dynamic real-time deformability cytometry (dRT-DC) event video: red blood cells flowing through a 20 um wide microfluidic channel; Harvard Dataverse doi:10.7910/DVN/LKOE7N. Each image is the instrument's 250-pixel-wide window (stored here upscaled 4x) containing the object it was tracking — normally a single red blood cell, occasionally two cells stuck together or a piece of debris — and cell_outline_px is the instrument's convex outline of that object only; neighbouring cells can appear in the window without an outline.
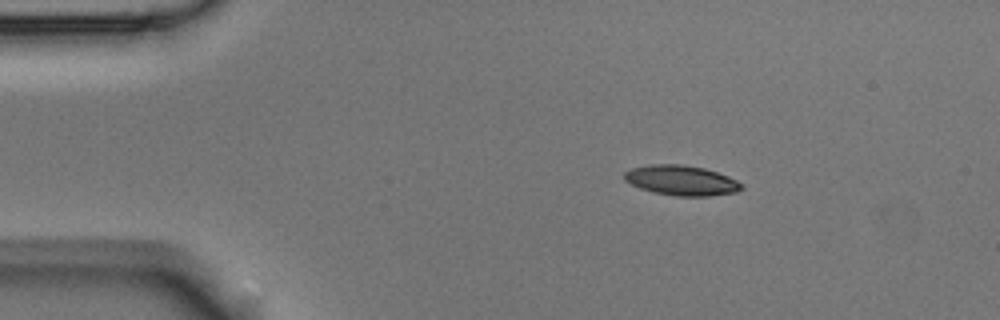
{"species": "Egyptian fruit bat (a non-hibernating species)", "species_latin": "Rousettus aegyptiacus", "temperature_condition": "room temperature", "stored_images_in_passage": 3, "camera_frame_rate_fps": 3000, "um_per_image_px": 0.085, "animal": {"sex": "male"}, "frame": {"image": 1, "passage_image": 1, "time_ms": 0.0, "image_size_px": [1000, 320], "cell_outline_px": [[744, 188], [736, 192], [708, 196], [676, 196], [652, 192], [640, 188], [624, 180], [624, 172], [632, 168], [648, 164], [684, 164], [704, 168], [728, 176], [744, 184]], "centroid_in_image_um": [57.92, 15.33], "position_along_channel_um": 27.1, "area_um2": 20.63}}